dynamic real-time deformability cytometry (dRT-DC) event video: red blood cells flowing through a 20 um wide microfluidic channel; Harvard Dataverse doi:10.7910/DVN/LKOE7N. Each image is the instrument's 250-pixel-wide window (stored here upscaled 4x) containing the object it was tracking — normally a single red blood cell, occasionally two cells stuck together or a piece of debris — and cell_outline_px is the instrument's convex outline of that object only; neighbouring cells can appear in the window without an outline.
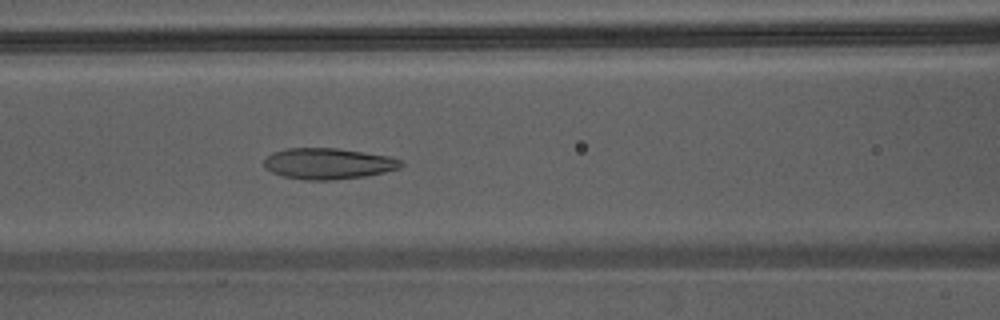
{"species": "Egyptian fruit bat (a non-hibernating species)", "species_latin": "Rousettus aegyptiacus", "temperature_condition": "warm", "stored_images_in_passage": 39, "camera_frame_rate_fps": 3000, "um_per_image_px": 0.085, "animal": {"sex": "male"}, "frame": {"image": 1, "passage_image": 12, "time_ms": 3.667, "image_size_px": [1000, 320], "cell_outline_px": [[404, 164], [400, 168], [384, 172], [364, 176], [328, 180], [304, 180], [284, 176], [272, 172], [264, 168], [264, 160], [272, 152], [284, 148], [336, 148], [388, 156], [404, 160]], "centroid_in_image_um": [27.89, 13.9], "position_along_channel_um": 138.7, "area_um2": 24.74}}
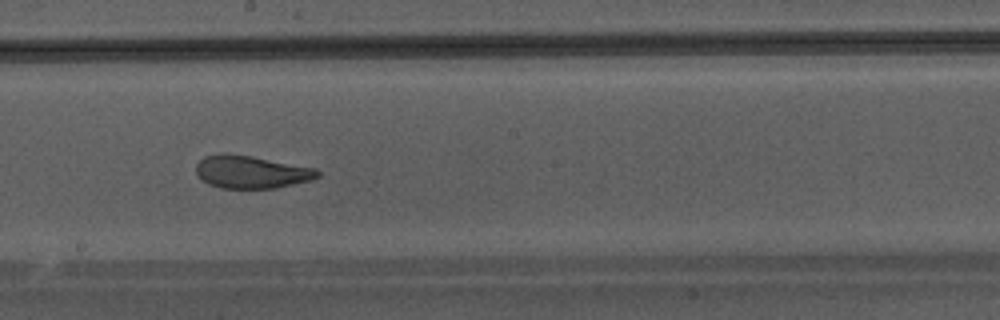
{"frame": {"image": 2, "passage_image": 18, "time_ms": 5.667, "image_size_px": [1000, 320], "cell_outline_px": [[320, 176], [312, 180], [276, 188], [220, 188], [208, 184], [200, 180], [196, 172], [196, 164], [204, 156], [216, 152], [224, 152], [252, 156], [316, 168], [320, 172]], "centroid_in_image_um": [21.32, 14.6], "position_along_channel_um": 226.9, "area_um2": 23.58}}
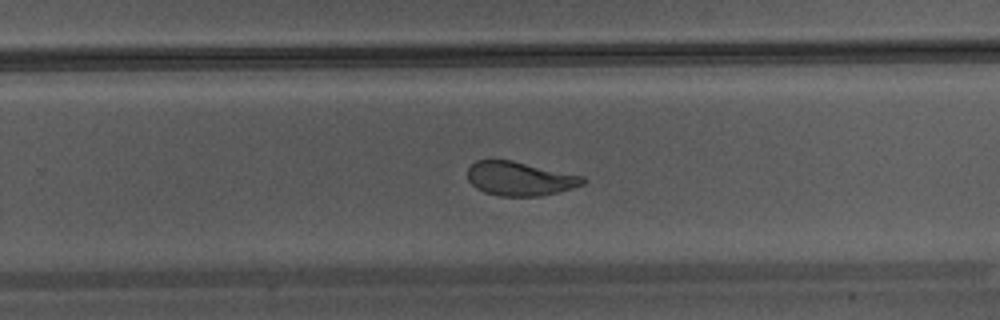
{"frame": {"image": 3, "passage_image": 22, "time_ms": 7.0, "image_size_px": [1000, 320], "cell_outline_px": [[588, 180], [584, 184], [572, 188], [540, 196], [500, 196], [484, 192], [476, 188], [468, 180], [468, 168], [476, 160], [512, 160], [584, 176]], "centroid_in_image_um": [44.2, 15.18], "position_along_channel_um": 285.6, "area_um2": 22.83}}